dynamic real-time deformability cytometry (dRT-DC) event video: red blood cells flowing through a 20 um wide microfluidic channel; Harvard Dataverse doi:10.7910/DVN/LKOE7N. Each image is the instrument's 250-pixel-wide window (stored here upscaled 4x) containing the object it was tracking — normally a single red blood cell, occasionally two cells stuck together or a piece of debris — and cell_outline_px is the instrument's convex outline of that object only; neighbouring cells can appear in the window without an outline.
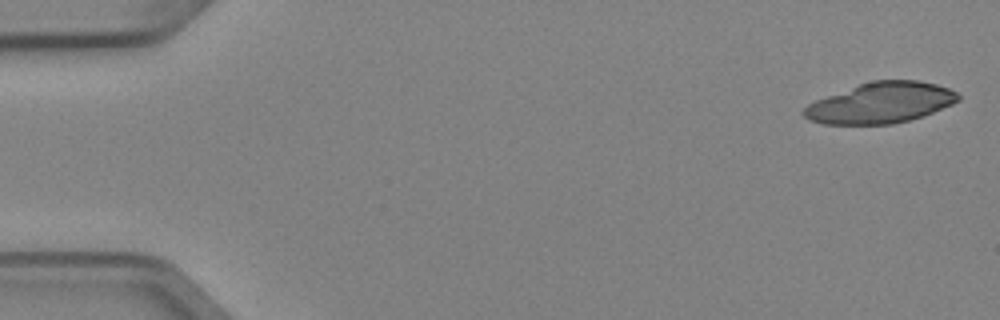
{"species": "Egyptian fruit bat (a non-hibernating species)", "species_latin": "Rousettus aegyptiacus", "temperature_condition": "cold", "stored_images_in_passage": 5, "segment_of_instrument_passage": [1, 2], "camera_frame_rate_fps": 3000, "um_per_image_px": 0.085, "animal": {"sex": "female"}, "frame": {"image": 1, "passage_image": 1, "time_ms": 0.0, "image_size_px": [1000, 320], "cell_outline_px": [[960, 100], [952, 104], [924, 116], [892, 124], [824, 124], [808, 120], [804, 116], [804, 108], [808, 104], [816, 100], [860, 84], [872, 80], [916, 80], [936, 84], [948, 88], [956, 92], [960, 96]], "centroid_in_image_um": [74.88, 8.75], "position_along_channel_um": 10.1, "area_um2": 36.36}}